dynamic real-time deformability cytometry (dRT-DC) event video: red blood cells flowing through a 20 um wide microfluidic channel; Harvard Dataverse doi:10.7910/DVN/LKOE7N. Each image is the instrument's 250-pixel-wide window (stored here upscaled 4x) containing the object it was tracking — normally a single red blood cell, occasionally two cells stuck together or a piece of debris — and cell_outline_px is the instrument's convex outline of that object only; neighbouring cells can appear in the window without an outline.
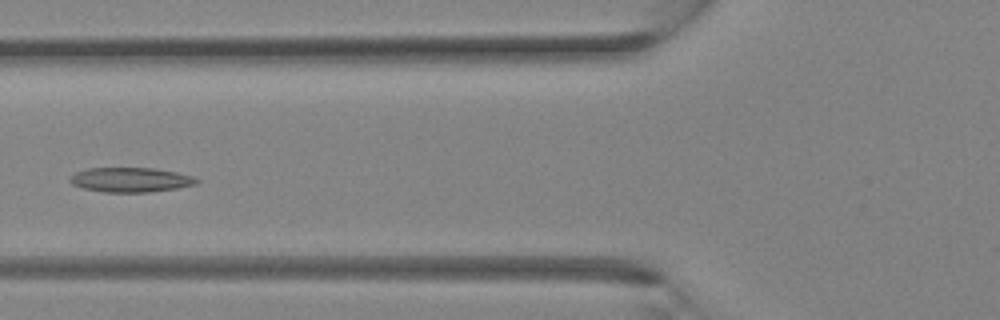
{"species": "Egyptian fruit bat (a non-hibernating species)", "species_latin": "Rousettus aegyptiacus", "temperature_condition": "room temperature", "stored_images_in_passage": 32, "camera_frame_rate_fps": 3000, "um_per_image_px": 0.085, "animal": {"sex": "female"}, "frame": {"image": 1, "passage_image": 11, "time_ms": 3.333, "image_size_px": [1000, 320], "cell_outline_px": [[200, 180], [196, 184], [176, 188], [148, 192], [104, 192], [84, 188], [72, 184], [68, 180], [76, 172], [88, 168], [156, 168], [176, 172], [192, 176]], "centroid_in_image_um": [11.11, 15.28], "position_along_channel_um": 114.7, "area_um2": 18.03}}
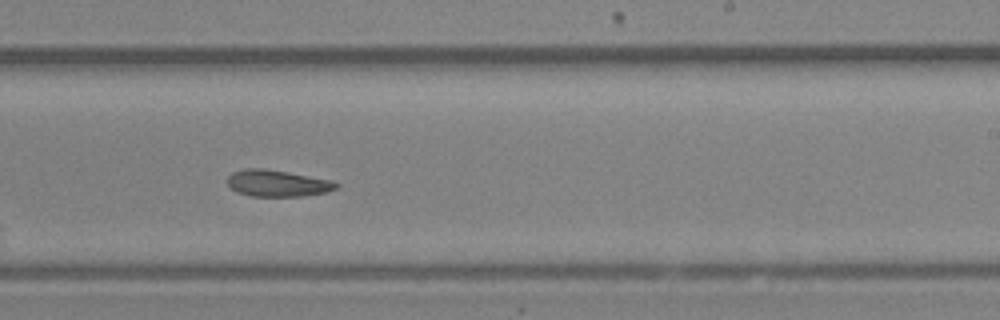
{"frame": {"image": 2, "passage_image": 19, "time_ms": 6.0, "image_size_px": [1000, 320], "cell_outline_px": [[340, 188], [328, 192], [304, 196], [252, 196], [236, 192], [228, 184], [228, 176], [232, 172], [244, 168], [264, 168], [288, 172], [328, 180], [340, 184]], "centroid_in_image_um": [23.59, 15.58], "position_along_channel_um": 265.4, "area_um2": 16.88}}
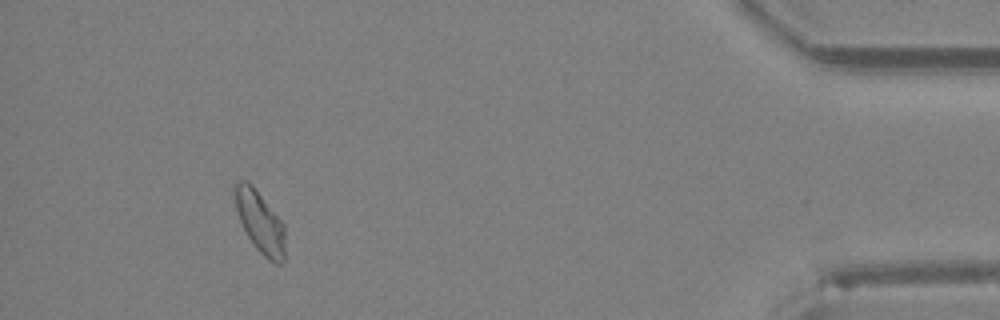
{"frame": {"image": 3, "passage_image": 30, "time_ms": 9.667, "image_size_px": [1000, 320], "cell_outline_px": [[284, 260], [280, 264], [272, 264], [256, 248], [248, 236], [240, 220], [236, 208], [232, 188], [232, 184], [236, 180], [248, 180], [252, 184], [284, 224]], "centroid_in_image_um": [22.07, 18.82], "position_along_channel_um": 413.1, "area_um2": 18.21}}